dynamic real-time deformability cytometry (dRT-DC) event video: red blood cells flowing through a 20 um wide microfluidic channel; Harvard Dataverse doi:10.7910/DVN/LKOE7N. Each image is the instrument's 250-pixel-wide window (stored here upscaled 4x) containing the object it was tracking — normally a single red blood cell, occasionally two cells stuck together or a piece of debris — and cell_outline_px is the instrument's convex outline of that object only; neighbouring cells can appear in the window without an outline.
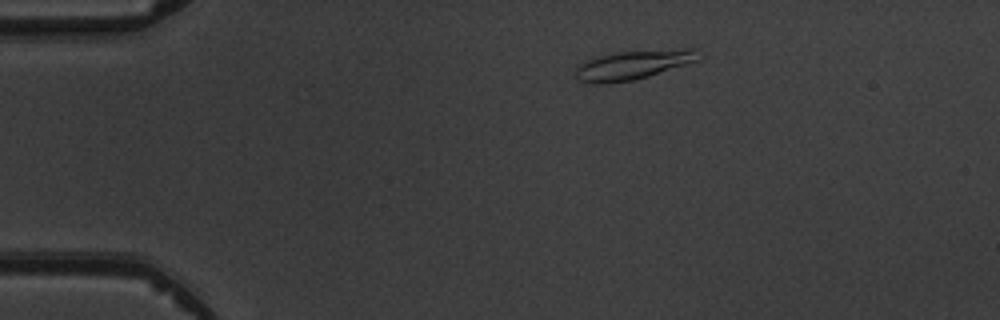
{"species": "common noctule bat (a hibernating species)", "species_latin": "Nyctalus noctula", "temperature_condition": "warm", "stored_images_in_passage": 6, "camera_frame_rate_fps": 3000, "um_per_image_px": 0.085, "animal": {"sex": "male", "body_mass_g": 19.5, "forearm_length_mm": 54.6}, "frame": {"image": 1, "passage_image": 2, "time_ms": 1.0, "image_size_px": [1000, 320], "cell_outline_px": [[700, 60], [648, 76], [632, 80], [600, 84], [588, 84], [576, 80], [576, 68], [584, 60], [600, 56], [620, 52], [684, 48], [696, 48]], "centroid_in_image_um": [53.79, 5.52], "position_along_channel_um": 31.2, "area_um2": 20.87}}
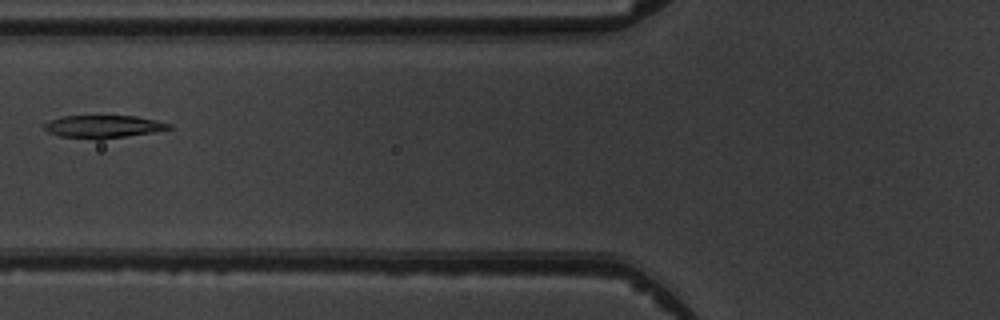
{"frame": {"image": 2, "passage_image": 5, "time_ms": 4.667, "image_size_px": [1000, 320], "cell_outline_px": [[172, 128], [152, 132], [100, 140], [96, 140], [60, 136], [48, 132], [40, 124], [48, 120], [64, 116], [136, 116], [156, 120], [172, 124]], "centroid_in_image_um": [8.72, 10.76], "position_along_channel_um": 117.1, "area_um2": 16.65}}
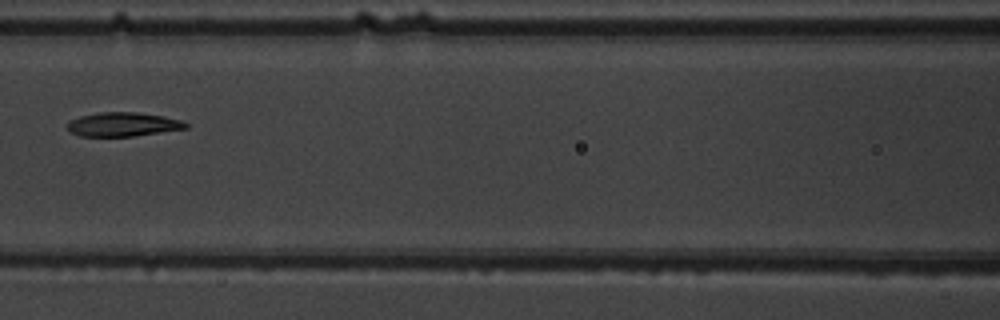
{"frame": {"image": 3, "passage_image": 6, "time_ms": 5.667, "image_size_px": [1000, 320], "cell_outline_px": [[188, 128], [136, 136], [80, 136], [72, 132], [68, 128], [68, 124], [72, 120], [80, 116], [100, 112], [136, 112], [164, 116], [180, 120], [188, 124]], "centroid_in_image_um": [10.49, 10.57], "position_along_channel_um": 156.1, "area_um2": 16.42}}